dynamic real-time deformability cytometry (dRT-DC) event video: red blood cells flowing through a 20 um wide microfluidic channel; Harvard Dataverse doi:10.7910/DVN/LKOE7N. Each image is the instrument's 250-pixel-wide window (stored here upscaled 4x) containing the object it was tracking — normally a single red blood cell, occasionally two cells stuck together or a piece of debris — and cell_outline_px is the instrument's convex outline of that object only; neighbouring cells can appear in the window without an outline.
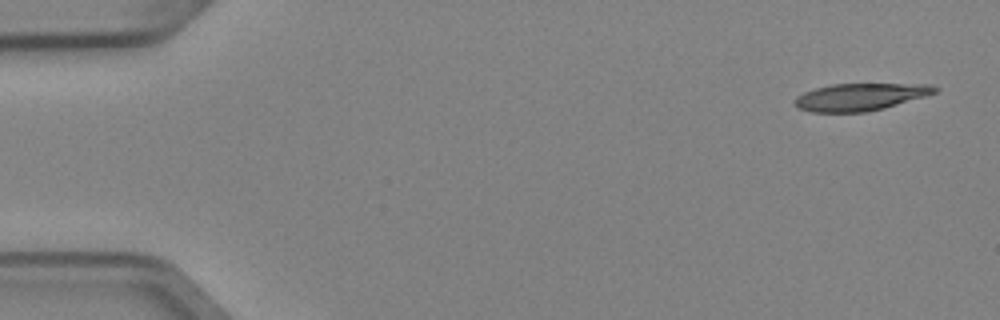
{"species": "Egyptian fruit bat (a non-hibernating species)", "species_latin": "Rousettus aegyptiacus", "temperature_condition": "cold", "stored_images_in_passage": 3, "camera_frame_rate_fps": 3000, "um_per_image_px": 0.085, "animal": {"sex": "female"}, "frame": {"image": 1, "passage_image": 1, "time_ms": 0.0, "image_size_px": [1000, 320], "cell_outline_px": [[940, 88], [936, 92], [924, 96], [884, 108], [868, 112], [812, 112], [796, 108], [792, 104], [792, 100], [796, 96], [804, 92], [816, 88], [832, 84], [932, 84]], "centroid_in_image_um": [73.06, 8.24], "position_along_channel_um": 11.9, "area_um2": 22.37}}